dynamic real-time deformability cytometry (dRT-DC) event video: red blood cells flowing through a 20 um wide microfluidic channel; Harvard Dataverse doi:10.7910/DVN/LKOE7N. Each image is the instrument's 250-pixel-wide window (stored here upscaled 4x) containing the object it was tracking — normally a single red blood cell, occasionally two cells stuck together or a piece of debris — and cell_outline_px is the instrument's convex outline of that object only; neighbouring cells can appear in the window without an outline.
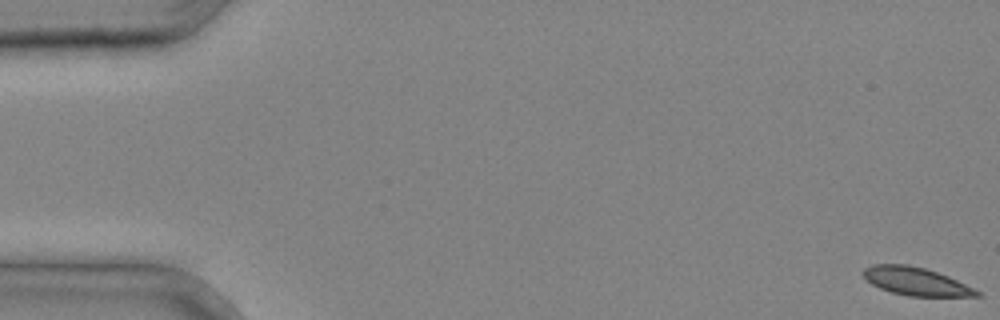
{"species": "common noctule bat (a hibernating species)", "species_latin": "Nyctalus noctula", "temperature_condition": "cold", "stored_images_in_passage": 38, "camera_frame_rate_fps": 3000, "um_per_image_px": 0.085, "animal": {"sex": "male", "body_mass_g": 20.4}, "frame": {"image": 1, "passage_image": 1, "time_ms": 0.0, "image_size_px": [1000, 320], "cell_outline_px": [[980, 296], [908, 296], [892, 292], [880, 288], [872, 284], [864, 276], [864, 268], [872, 264], [908, 264], [924, 268], [948, 276], [980, 292]], "centroid_in_image_um": [77.82, 23.91], "position_along_channel_um": 7.2, "area_um2": 18.21}}
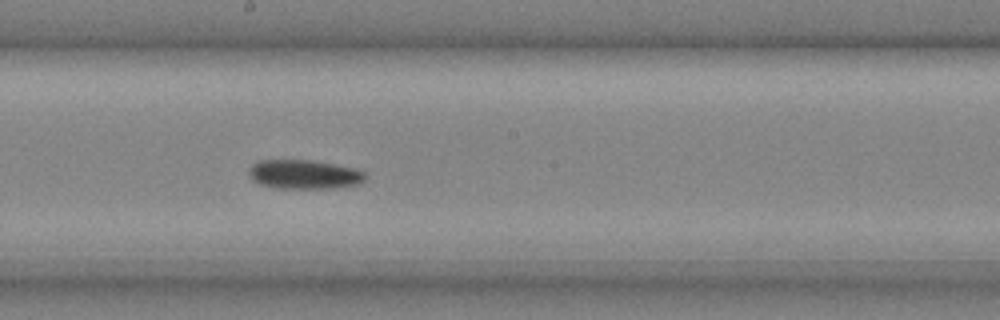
{"frame": {"image": 2, "passage_image": 22, "time_ms": 7.0, "image_size_px": [1000, 320], "cell_outline_px": [[368, 176], [360, 184], [332, 188], [276, 188], [260, 184], [252, 180], [248, 172], [248, 168], [256, 160], [308, 160], [356, 168], [364, 172]], "centroid_in_image_um": [25.84, 14.82], "position_along_channel_um": 222.4, "area_um2": 19.88}}
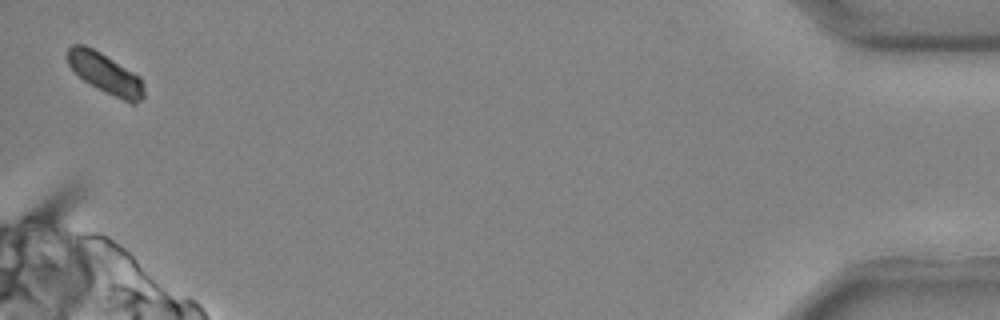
{"frame": {"image": 3, "passage_image": 38, "time_ms": 12.333, "image_size_px": [1000, 320], "cell_outline_px": [[144, 96], [136, 104], [132, 104], [104, 92], [84, 80], [68, 64], [68, 48], [72, 44], [84, 44], [100, 52], [140, 76], [144, 88]], "centroid_in_image_um": [8.98, 6.26], "position_along_channel_um": 426.2, "area_um2": 17.8}}